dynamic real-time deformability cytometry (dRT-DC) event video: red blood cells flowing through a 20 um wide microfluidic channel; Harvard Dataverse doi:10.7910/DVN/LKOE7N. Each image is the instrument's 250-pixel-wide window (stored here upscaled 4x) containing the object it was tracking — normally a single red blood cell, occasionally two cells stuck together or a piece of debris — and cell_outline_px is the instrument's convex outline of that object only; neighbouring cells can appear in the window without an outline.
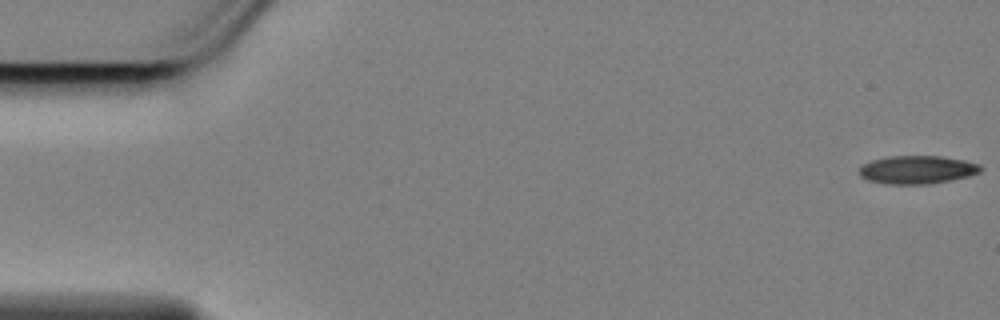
{"species": "Egyptian fruit bat (a non-hibernating species)", "species_latin": "Rousettus aegyptiacus", "temperature_condition": "cold", "stored_images_in_passage": 58, "camera_frame_rate_fps": 3000, "um_per_image_px": 0.085, "animal": {"sex": "female"}, "frame": {"image": 1, "passage_image": 1, "time_ms": 0.0, "image_size_px": [1000, 320], "cell_outline_px": [[980, 172], [968, 176], [952, 180], [932, 184], [888, 184], [868, 180], [860, 176], [860, 168], [864, 164], [872, 160], [888, 156], [944, 156], [964, 160], [980, 164]], "centroid_in_image_um": [77.97, 14.42], "position_along_channel_um": 7.0, "area_um2": 19.94}}
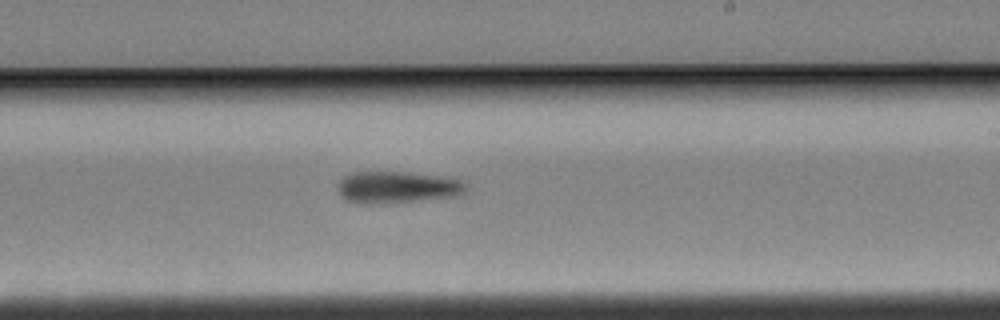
{"frame": {"image": 2, "passage_image": 34, "time_ms": 11.0, "image_size_px": [1000, 320], "cell_outline_px": [[464, 192], [460, 196], [416, 200], [364, 204], [348, 200], [340, 196], [340, 180], [344, 176], [352, 172], [408, 172], [436, 176], [460, 180], [464, 184]], "centroid_in_image_um": [33.74, 15.91], "position_along_channel_um": 255.3, "area_um2": 23.12}}
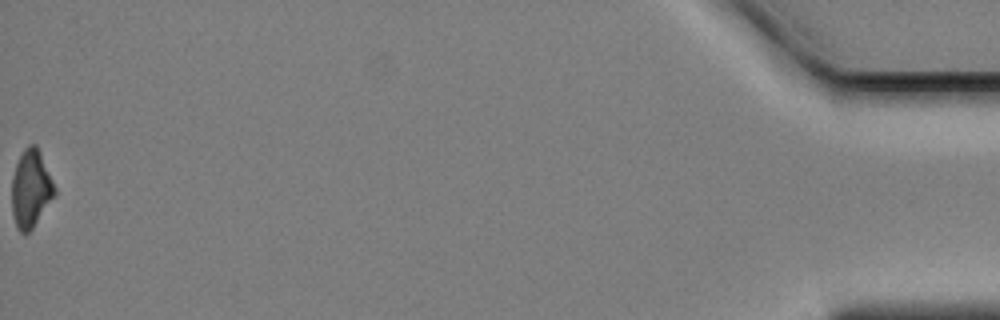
{"frame": {"image": 3, "passage_image": 58, "time_ms": 19.0, "image_size_px": [1000, 320], "cell_outline_px": [[56, 192], [32, 228], [28, 232], [20, 232], [16, 228], [12, 212], [12, 176], [16, 164], [24, 148], [28, 144], [36, 144], [40, 152], [56, 188]], "centroid_in_image_um": [2.6, 16.02], "position_along_channel_um": 432.6, "area_um2": 19.07}, "authors_computed_cell_mechanics": {"area_um2": 21.8484, "velocity_mm_per_s": 3.4562, "shape_relaxation_time_tau1_ms": 3.0057, "shape_relaxation_time_tau2_ms": null, "deformation_change_tau1": 0.109, "deformation_change_tau2": null}}